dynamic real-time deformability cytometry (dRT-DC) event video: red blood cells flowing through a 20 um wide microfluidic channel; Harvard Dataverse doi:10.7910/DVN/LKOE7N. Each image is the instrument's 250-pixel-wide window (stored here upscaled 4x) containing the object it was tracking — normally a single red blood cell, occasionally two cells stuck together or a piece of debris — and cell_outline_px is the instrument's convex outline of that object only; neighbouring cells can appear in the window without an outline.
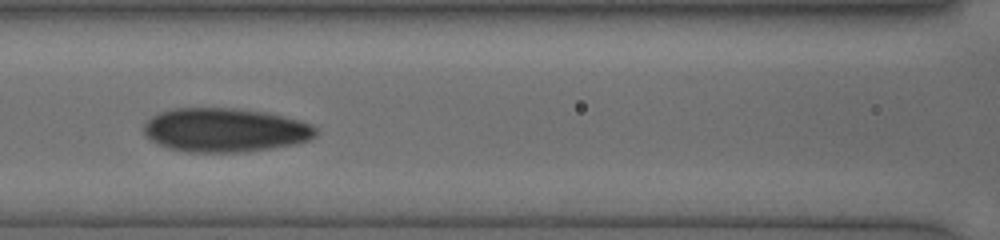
{"species": "human", "species_latin": "Homo sapiens", "temperature_condition": "cold", "stored_images_in_passage": 10, "camera_frame_rate_fps": 3000, "um_per_image_px": 0.085, "donor": {"sex": "female"}, "frame": {"image": 1, "passage_image": 9, "time_ms": 4.667, "image_size_px": [1000, 240], "cell_outline_px": [[316, 136], [308, 140], [296, 144], [244, 152], [184, 152], [168, 148], [148, 140], [144, 132], [144, 124], [152, 116], [160, 112], [172, 108], [236, 108], [264, 112], [300, 120], [312, 124], [316, 128]], "centroid_in_image_um": [19.1, 11.06], "position_along_channel_um": 147.5, "area_um2": 44.22}}